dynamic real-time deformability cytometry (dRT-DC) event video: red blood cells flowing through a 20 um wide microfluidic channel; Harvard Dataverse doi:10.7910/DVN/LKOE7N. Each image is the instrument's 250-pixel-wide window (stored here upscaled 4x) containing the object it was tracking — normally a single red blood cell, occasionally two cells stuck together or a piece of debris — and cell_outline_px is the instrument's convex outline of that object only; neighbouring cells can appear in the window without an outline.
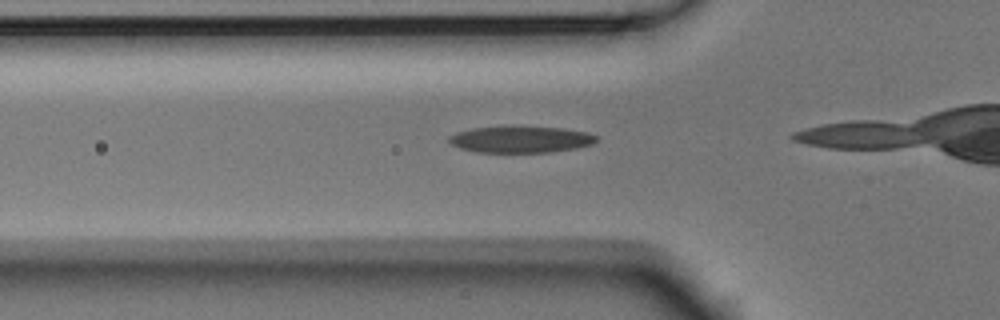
{"species": "Egyptian fruit bat (a non-hibernating species)", "species_latin": "Rousettus aegyptiacus", "temperature_condition": "room temperature", "stored_images_in_passage": 32, "camera_frame_rate_fps": 3000, "um_per_image_px": 0.085, "animal": {"sex": "male"}, "frame": {"image": 1, "passage_image": 8, "time_ms": 2.333, "image_size_px": [1000, 320], "cell_outline_px": [[596, 140], [592, 144], [576, 148], [552, 152], [476, 152], [460, 148], [452, 144], [448, 140], [448, 136], [456, 132], [472, 128], [564, 128], [588, 132], [596, 136]], "centroid_in_image_um": [44.26, 11.87], "position_along_channel_um": 81.5, "area_um2": 22.2}}
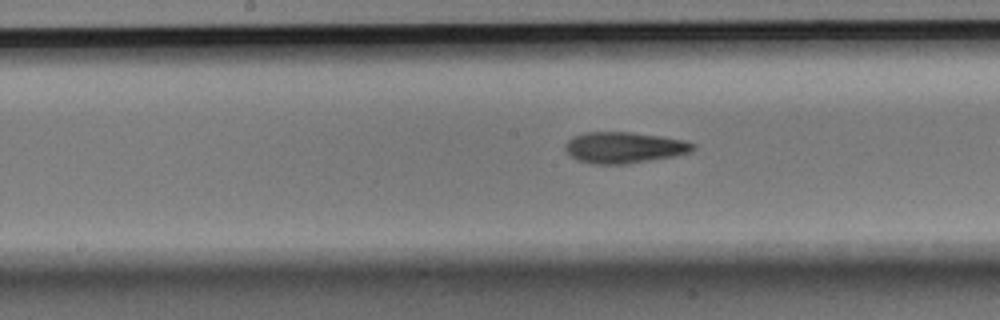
{"frame": {"image": 2, "passage_image": 17, "time_ms": 5.333, "image_size_px": [1000, 320], "cell_outline_px": [[696, 148], [692, 152], [676, 156], [624, 164], [596, 164], [580, 160], [572, 156], [564, 148], [568, 140], [572, 136], [584, 132], [632, 132], [684, 140], [696, 144]], "centroid_in_image_um": [53.09, 12.53], "position_along_channel_um": 195.1, "area_um2": 23.12}}
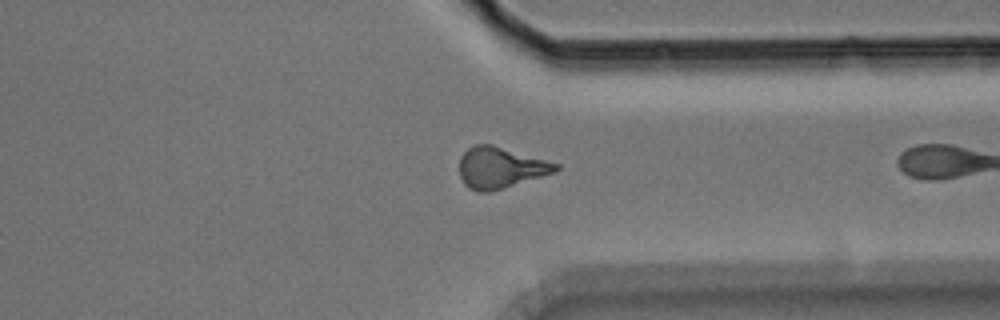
{"frame": {"image": 3, "passage_image": 31, "time_ms": 10.0, "image_size_px": [1000, 320], "cell_outline_px": [[560, 168], [556, 172], [492, 192], [476, 192], [468, 188], [464, 184], [460, 176], [460, 156], [472, 144], [492, 144], [560, 164]], "centroid_in_image_um": [42.53, 14.26], "position_along_channel_um": 368.9, "area_um2": 23.35}}